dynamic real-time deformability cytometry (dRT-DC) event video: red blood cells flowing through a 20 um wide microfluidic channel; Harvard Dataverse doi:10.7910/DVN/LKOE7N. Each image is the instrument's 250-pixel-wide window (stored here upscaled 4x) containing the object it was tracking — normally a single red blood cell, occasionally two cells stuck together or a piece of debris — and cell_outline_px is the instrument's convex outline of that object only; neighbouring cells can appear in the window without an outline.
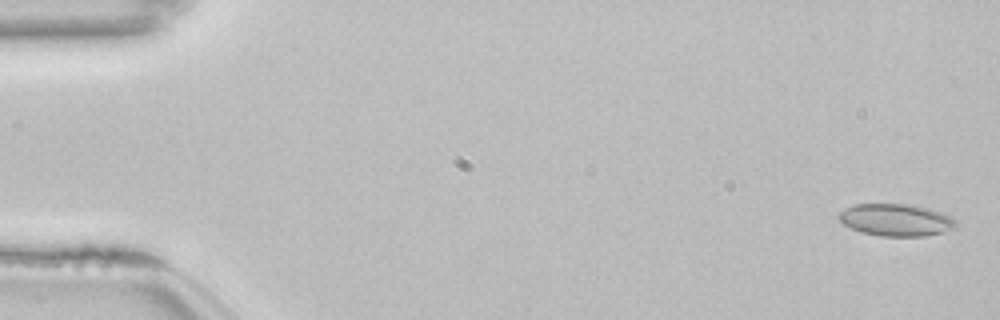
{"species": "common noctule bat (a hibernating species)", "species_latin": "Nyctalus noctula", "temperature_condition": "room temperature", "stored_images_in_passage": 54, "camera_frame_rate_fps": 3000, "um_per_image_px": 0.085, "animal": {"sex": "female", "body_mass_g": 22.7, "forearm_length_mm": 54.2}, "frame": {"image": 1, "passage_image": 2, "time_ms": 0.333, "image_size_px": [1000, 320], "cell_outline_px": [[956, 228], [944, 232], [924, 236], [880, 236], [860, 232], [844, 224], [836, 216], [844, 208], [856, 204], [908, 204], [928, 208], [940, 212], [956, 220]], "centroid_in_image_um": [76.14, 18.7], "position_along_channel_um": 8.9, "area_um2": 21.96}}
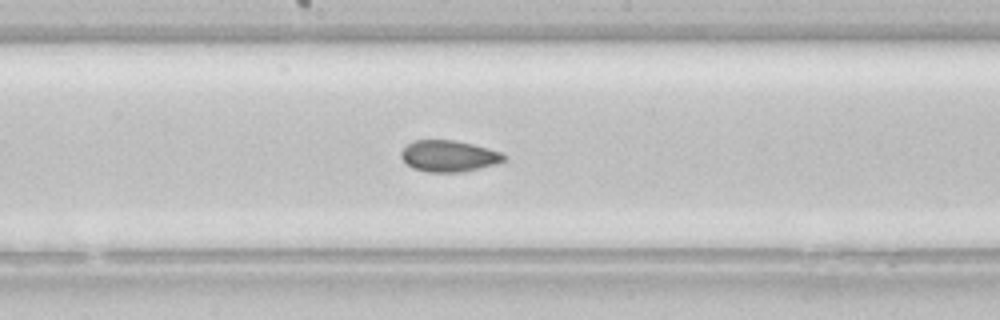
{"frame": {"image": 2, "passage_image": 29, "time_ms": 9.333, "image_size_px": [1000, 320], "cell_outline_px": [[508, 156], [504, 160], [496, 164], [460, 172], [428, 172], [412, 168], [400, 156], [400, 152], [408, 144], [416, 140], [456, 140], [472, 144], [500, 152]], "centroid_in_image_um": [38.14, 13.26], "position_along_channel_um": 210.1, "area_um2": 18.61}}
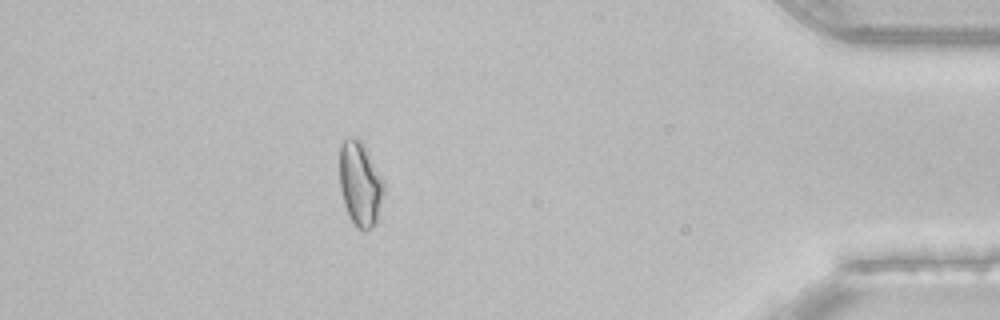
{"frame": {"image": 3, "passage_image": 48, "time_ms": 15.667, "image_size_px": [1000, 320], "cell_outline_px": [[384, 192], [376, 220], [372, 228], [364, 232], [356, 228], [348, 216], [344, 204], [340, 188], [340, 144], [344, 140], [352, 136], [356, 136], [364, 144], [384, 180]], "centroid_in_image_um": [30.61, 15.63], "position_along_channel_um": 404.6, "area_um2": 22.02}, "authors_computed_cell_mechanics": {"area_um2": 20.0566, "velocity_mm_per_s": 3.8466, "shape_relaxation_time_tau1_ms": 10.7063, "shape_relaxation_time_tau2_ms": 2.5079, "deformation_change_tau1": 0.1296, "deformation_change_tau2": 0.0645}}